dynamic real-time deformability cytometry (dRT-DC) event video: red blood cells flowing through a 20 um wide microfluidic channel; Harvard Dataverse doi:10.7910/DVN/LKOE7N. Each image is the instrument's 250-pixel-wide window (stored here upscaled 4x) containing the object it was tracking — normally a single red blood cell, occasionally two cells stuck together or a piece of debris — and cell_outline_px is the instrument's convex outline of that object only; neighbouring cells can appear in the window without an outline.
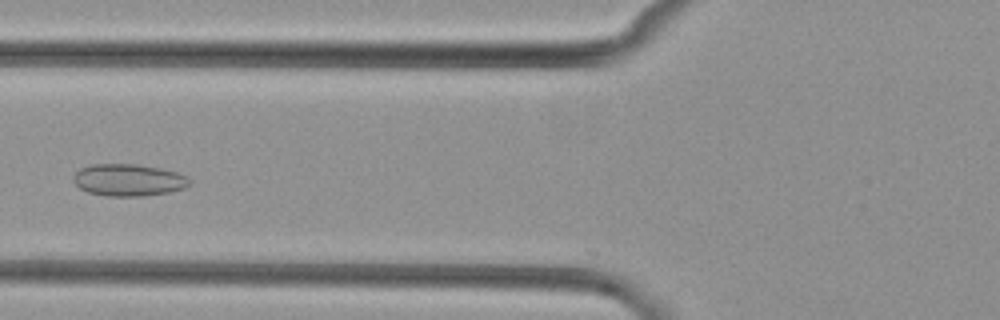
{"species": "common noctule bat (a hibernating species)", "species_latin": "Nyctalus noctula", "temperature_condition": "cold", "stored_images_in_passage": 6, "camera_frame_rate_fps": 3000, "um_per_image_px": 0.085, "animal": {"sex": "female", "body_mass_g": 29.2, "forearm_length_mm": 56.3}, "frame": {"image": 1, "passage_image": 5, "time_ms": 4.667, "image_size_px": [1000, 320], "cell_outline_px": [[192, 184], [184, 188], [168, 192], [144, 196], [108, 196], [88, 192], [80, 188], [72, 180], [72, 176], [80, 168], [88, 164], [136, 164], [160, 168], [176, 172], [188, 176], [192, 180]], "centroid_in_image_um": [10.93, 15.29], "position_along_channel_um": 114.9, "area_um2": 21.91}}